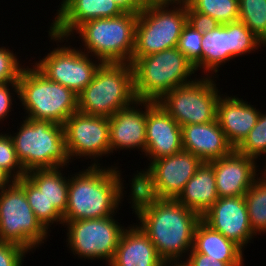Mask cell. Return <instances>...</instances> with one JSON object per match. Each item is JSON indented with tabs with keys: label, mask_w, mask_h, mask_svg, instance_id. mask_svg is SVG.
Returning <instances> with one entry per match:
<instances>
[{
	"label": "cell",
	"mask_w": 266,
	"mask_h": 266,
	"mask_svg": "<svg viewBox=\"0 0 266 266\" xmlns=\"http://www.w3.org/2000/svg\"><path fill=\"white\" fill-rule=\"evenodd\" d=\"M127 196L137 225L154 244L159 257L165 263L183 262L193 248L194 230L201 216L176 199Z\"/></svg>",
	"instance_id": "cell-1"
},
{
	"label": "cell",
	"mask_w": 266,
	"mask_h": 266,
	"mask_svg": "<svg viewBox=\"0 0 266 266\" xmlns=\"http://www.w3.org/2000/svg\"><path fill=\"white\" fill-rule=\"evenodd\" d=\"M117 164L91 166L69 176L67 207L63 223L80 219H99L121 210L127 189ZM121 204V205H120ZM119 209V210H118Z\"/></svg>",
	"instance_id": "cell-2"
},
{
	"label": "cell",
	"mask_w": 266,
	"mask_h": 266,
	"mask_svg": "<svg viewBox=\"0 0 266 266\" xmlns=\"http://www.w3.org/2000/svg\"><path fill=\"white\" fill-rule=\"evenodd\" d=\"M131 65L136 100L158 102L174 88L198 78L193 63L177 47L139 57Z\"/></svg>",
	"instance_id": "cell-3"
},
{
	"label": "cell",
	"mask_w": 266,
	"mask_h": 266,
	"mask_svg": "<svg viewBox=\"0 0 266 266\" xmlns=\"http://www.w3.org/2000/svg\"><path fill=\"white\" fill-rule=\"evenodd\" d=\"M186 24L184 0H147L138 13L132 63L139 57L177 47Z\"/></svg>",
	"instance_id": "cell-4"
},
{
	"label": "cell",
	"mask_w": 266,
	"mask_h": 266,
	"mask_svg": "<svg viewBox=\"0 0 266 266\" xmlns=\"http://www.w3.org/2000/svg\"><path fill=\"white\" fill-rule=\"evenodd\" d=\"M137 20L138 14L127 12L92 19L81 24L69 38L81 40L80 50L102 63L132 64Z\"/></svg>",
	"instance_id": "cell-5"
},
{
	"label": "cell",
	"mask_w": 266,
	"mask_h": 266,
	"mask_svg": "<svg viewBox=\"0 0 266 266\" xmlns=\"http://www.w3.org/2000/svg\"><path fill=\"white\" fill-rule=\"evenodd\" d=\"M30 64L25 66L18 80V100L26 115L23 118L63 125L78 111V95L73 90L49 80Z\"/></svg>",
	"instance_id": "cell-6"
},
{
	"label": "cell",
	"mask_w": 266,
	"mask_h": 266,
	"mask_svg": "<svg viewBox=\"0 0 266 266\" xmlns=\"http://www.w3.org/2000/svg\"><path fill=\"white\" fill-rule=\"evenodd\" d=\"M20 119L17 132L9 134L26 173L70 165L63 125L31 118Z\"/></svg>",
	"instance_id": "cell-7"
},
{
	"label": "cell",
	"mask_w": 266,
	"mask_h": 266,
	"mask_svg": "<svg viewBox=\"0 0 266 266\" xmlns=\"http://www.w3.org/2000/svg\"><path fill=\"white\" fill-rule=\"evenodd\" d=\"M135 101L132 65L103 63L93 80L78 94V111L109 118Z\"/></svg>",
	"instance_id": "cell-8"
},
{
	"label": "cell",
	"mask_w": 266,
	"mask_h": 266,
	"mask_svg": "<svg viewBox=\"0 0 266 266\" xmlns=\"http://www.w3.org/2000/svg\"><path fill=\"white\" fill-rule=\"evenodd\" d=\"M202 163L199 157L185 150L154 160L144 170L133 173L128 181L131 182L128 194L177 199Z\"/></svg>",
	"instance_id": "cell-9"
},
{
	"label": "cell",
	"mask_w": 266,
	"mask_h": 266,
	"mask_svg": "<svg viewBox=\"0 0 266 266\" xmlns=\"http://www.w3.org/2000/svg\"><path fill=\"white\" fill-rule=\"evenodd\" d=\"M47 32L50 42L55 41L57 47L31 64L49 80L73 90L78 95L93 80L103 63L78 47L70 46V38L58 36L51 30Z\"/></svg>",
	"instance_id": "cell-10"
},
{
	"label": "cell",
	"mask_w": 266,
	"mask_h": 266,
	"mask_svg": "<svg viewBox=\"0 0 266 266\" xmlns=\"http://www.w3.org/2000/svg\"><path fill=\"white\" fill-rule=\"evenodd\" d=\"M49 234L16 182L0 191V242L18 244L33 253L47 242Z\"/></svg>",
	"instance_id": "cell-11"
},
{
	"label": "cell",
	"mask_w": 266,
	"mask_h": 266,
	"mask_svg": "<svg viewBox=\"0 0 266 266\" xmlns=\"http://www.w3.org/2000/svg\"><path fill=\"white\" fill-rule=\"evenodd\" d=\"M215 78L198 75L193 82L166 93L158 103L181 127L213 122L222 90L217 87Z\"/></svg>",
	"instance_id": "cell-12"
},
{
	"label": "cell",
	"mask_w": 266,
	"mask_h": 266,
	"mask_svg": "<svg viewBox=\"0 0 266 266\" xmlns=\"http://www.w3.org/2000/svg\"><path fill=\"white\" fill-rule=\"evenodd\" d=\"M116 218V219H115ZM115 215L99 219H80L63 223L69 253L78 259L105 260L108 265L115 254L125 225Z\"/></svg>",
	"instance_id": "cell-13"
},
{
	"label": "cell",
	"mask_w": 266,
	"mask_h": 266,
	"mask_svg": "<svg viewBox=\"0 0 266 266\" xmlns=\"http://www.w3.org/2000/svg\"><path fill=\"white\" fill-rule=\"evenodd\" d=\"M63 128L71 162L84 158L91 159V166H99L103 165L102 156L111 155L108 117L77 111L65 121Z\"/></svg>",
	"instance_id": "cell-14"
},
{
	"label": "cell",
	"mask_w": 266,
	"mask_h": 266,
	"mask_svg": "<svg viewBox=\"0 0 266 266\" xmlns=\"http://www.w3.org/2000/svg\"><path fill=\"white\" fill-rule=\"evenodd\" d=\"M201 219L243 250L257 238L250 227L244 196L218 198Z\"/></svg>",
	"instance_id": "cell-15"
},
{
	"label": "cell",
	"mask_w": 266,
	"mask_h": 266,
	"mask_svg": "<svg viewBox=\"0 0 266 266\" xmlns=\"http://www.w3.org/2000/svg\"><path fill=\"white\" fill-rule=\"evenodd\" d=\"M183 150L181 126L154 101H147L146 150L149 163Z\"/></svg>",
	"instance_id": "cell-16"
},
{
	"label": "cell",
	"mask_w": 266,
	"mask_h": 266,
	"mask_svg": "<svg viewBox=\"0 0 266 266\" xmlns=\"http://www.w3.org/2000/svg\"><path fill=\"white\" fill-rule=\"evenodd\" d=\"M257 162L236 149L222 158L208 162L215 172L218 197L244 196L262 172L257 169Z\"/></svg>",
	"instance_id": "cell-17"
},
{
	"label": "cell",
	"mask_w": 266,
	"mask_h": 266,
	"mask_svg": "<svg viewBox=\"0 0 266 266\" xmlns=\"http://www.w3.org/2000/svg\"><path fill=\"white\" fill-rule=\"evenodd\" d=\"M146 118L147 101L143 100H136L131 106L109 117L111 155L121 150H137L145 154Z\"/></svg>",
	"instance_id": "cell-18"
},
{
	"label": "cell",
	"mask_w": 266,
	"mask_h": 266,
	"mask_svg": "<svg viewBox=\"0 0 266 266\" xmlns=\"http://www.w3.org/2000/svg\"><path fill=\"white\" fill-rule=\"evenodd\" d=\"M56 11L48 28L65 38H69L86 21L124 13L113 0H62Z\"/></svg>",
	"instance_id": "cell-19"
},
{
	"label": "cell",
	"mask_w": 266,
	"mask_h": 266,
	"mask_svg": "<svg viewBox=\"0 0 266 266\" xmlns=\"http://www.w3.org/2000/svg\"><path fill=\"white\" fill-rule=\"evenodd\" d=\"M225 94L218 100L216 119L228 142L236 149L255 126L261 110L246 99Z\"/></svg>",
	"instance_id": "cell-20"
},
{
	"label": "cell",
	"mask_w": 266,
	"mask_h": 266,
	"mask_svg": "<svg viewBox=\"0 0 266 266\" xmlns=\"http://www.w3.org/2000/svg\"><path fill=\"white\" fill-rule=\"evenodd\" d=\"M183 150L191 152L203 162H211L230 154L234 148L228 142L217 119L205 124L181 127Z\"/></svg>",
	"instance_id": "cell-21"
},
{
	"label": "cell",
	"mask_w": 266,
	"mask_h": 266,
	"mask_svg": "<svg viewBox=\"0 0 266 266\" xmlns=\"http://www.w3.org/2000/svg\"><path fill=\"white\" fill-rule=\"evenodd\" d=\"M132 223L121 235L112 261L107 266H163L154 244L142 229Z\"/></svg>",
	"instance_id": "cell-22"
},
{
	"label": "cell",
	"mask_w": 266,
	"mask_h": 266,
	"mask_svg": "<svg viewBox=\"0 0 266 266\" xmlns=\"http://www.w3.org/2000/svg\"><path fill=\"white\" fill-rule=\"evenodd\" d=\"M192 249L230 266H244V250L234 241L213 230L202 219L195 227Z\"/></svg>",
	"instance_id": "cell-23"
},
{
	"label": "cell",
	"mask_w": 266,
	"mask_h": 266,
	"mask_svg": "<svg viewBox=\"0 0 266 266\" xmlns=\"http://www.w3.org/2000/svg\"><path fill=\"white\" fill-rule=\"evenodd\" d=\"M218 198L213 167L203 162L176 200L202 216Z\"/></svg>",
	"instance_id": "cell-24"
},
{
	"label": "cell",
	"mask_w": 266,
	"mask_h": 266,
	"mask_svg": "<svg viewBox=\"0 0 266 266\" xmlns=\"http://www.w3.org/2000/svg\"><path fill=\"white\" fill-rule=\"evenodd\" d=\"M231 60V22L203 34L201 42V73L219 77L222 66ZM224 64V65H223ZM203 69V70H202Z\"/></svg>",
	"instance_id": "cell-25"
},
{
	"label": "cell",
	"mask_w": 266,
	"mask_h": 266,
	"mask_svg": "<svg viewBox=\"0 0 266 266\" xmlns=\"http://www.w3.org/2000/svg\"><path fill=\"white\" fill-rule=\"evenodd\" d=\"M68 167L35 169L25 175L62 216L66 212L69 187V174L66 177L63 171Z\"/></svg>",
	"instance_id": "cell-26"
},
{
	"label": "cell",
	"mask_w": 266,
	"mask_h": 266,
	"mask_svg": "<svg viewBox=\"0 0 266 266\" xmlns=\"http://www.w3.org/2000/svg\"><path fill=\"white\" fill-rule=\"evenodd\" d=\"M15 182L24 190L37 220L48 232L51 233V225L63 226V216L45 199L40 190L26 176L15 180Z\"/></svg>",
	"instance_id": "cell-27"
},
{
	"label": "cell",
	"mask_w": 266,
	"mask_h": 266,
	"mask_svg": "<svg viewBox=\"0 0 266 266\" xmlns=\"http://www.w3.org/2000/svg\"><path fill=\"white\" fill-rule=\"evenodd\" d=\"M250 227L256 235L266 233V175L261 172L245 193Z\"/></svg>",
	"instance_id": "cell-28"
},
{
	"label": "cell",
	"mask_w": 266,
	"mask_h": 266,
	"mask_svg": "<svg viewBox=\"0 0 266 266\" xmlns=\"http://www.w3.org/2000/svg\"><path fill=\"white\" fill-rule=\"evenodd\" d=\"M187 5L197 11L217 20L221 25L238 21V0H184Z\"/></svg>",
	"instance_id": "cell-29"
},
{
	"label": "cell",
	"mask_w": 266,
	"mask_h": 266,
	"mask_svg": "<svg viewBox=\"0 0 266 266\" xmlns=\"http://www.w3.org/2000/svg\"><path fill=\"white\" fill-rule=\"evenodd\" d=\"M239 21L262 41L266 37V0H238Z\"/></svg>",
	"instance_id": "cell-30"
},
{
	"label": "cell",
	"mask_w": 266,
	"mask_h": 266,
	"mask_svg": "<svg viewBox=\"0 0 266 266\" xmlns=\"http://www.w3.org/2000/svg\"><path fill=\"white\" fill-rule=\"evenodd\" d=\"M236 150L240 154L255 160L265 157L264 161H266V111L264 113L260 112L255 126Z\"/></svg>",
	"instance_id": "cell-31"
},
{
	"label": "cell",
	"mask_w": 266,
	"mask_h": 266,
	"mask_svg": "<svg viewBox=\"0 0 266 266\" xmlns=\"http://www.w3.org/2000/svg\"><path fill=\"white\" fill-rule=\"evenodd\" d=\"M261 41L241 21L231 22V61L261 49Z\"/></svg>",
	"instance_id": "cell-32"
},
{
	"label": "cell",
	"mask_w": 266,
	"mask_h": 266,
	"mask_svg": "<svg viewBox=\"0 0 266 266\" xmlns=\"http://www.w3.org/2000/svg\"><path fill=\"white\" fill-rule=\"evenodd\" d=\"M203 34L188 23L184 26L177 48L193 63L196 72L201 71V42Z\"/></svg>",
	"instance_id": "cell-33"
},
{
	"label": "cell",
	"mask_w": 266,
	"mask_h": 266,
	"mask_svg": "<svg viewBox=\"0 0 266 266\" xmlns=\"http://www.w3.org/2000/svg\"><path fill=\"white\" fill-rule=\"evenodd\" d=\"M0 132V167L8 172L15 180L26 175L19 161L14 142L9 132Z\"/></svg>",
	"instance_id": "cell-34"
},
{
	"label": "cell",
	"mask_w": 266,
	"mask_h": 266,
	"mask_svg": "<svg viewBox=\"0 0 266 266\" xmlns=\"http://www.w3.org/2000/svg\"><path fill=\"white\" fill-rule=\"evenodd\" d=\"M25 66L13 50L7 46L0 47V84L18 82Z\"/></svg>",
	"instance_id": "cell-35"
},
{
	"label": "cell",
	"mask_w": 266,
	"mask_h": 266,
	"mask_svg": "<svg viewBox=\"0 0 266 266\" xmlns=\"http://www.w3.org/2000/svg\"><path fill=\"white\" fill-rule=\"evenodd\" d=\"M30 252L14 243L0 242V266H23L25 255Z\"/></svg>",
	"instance_id": "cell-36"
},
{
	"label": "cell",
	"mask_w": 266,
	"mask_h": 266,
	"mask_svg": "<svg viewBox=\"0 0 266 266\" xmlns=\"http://www.w3.org/2000/svg\"><path fill=\"white\" fill-rule=\"evenodd\" d=\"M12 95H16V98L19 99L18 82H8L0 84V123L7 120L10 116L9 113L11 111H14L12 107H14L13 101L15 100V97H13Z\"/></svg>",
	"instance_id": "cell-37"
},
{
	"label": "cell",
	"mask_w": 266,
	"mask_h": 266,
	"mask_svg": "<svg viewBox=\"0 0 266 266\" xmlns=\"http://www.w3.org/2000/svg\"><path fill=\"white\" fill-rule=\"evenodd\" d=\"M186 10H187V23L191 25L196 31H199L202 34L210 32L211 30H214L221 25L217 20L210 17L209 15L193 11L187 5V3H186Z\"/></svg>",
	"instance_id": "cell-38"
},
{
	"label": "cell",
	"mask_w": 266,
	"mask_h": 266,
	"mask_svg": "<svg viewBox=\"0 0 266 266\" xmlns=\"http://www.w3.org/2000/svg\"><path fill=\"white\" fill-rule=\"evenodd\" d=\"M183 262L186 266H230L226 262L210 258V256L205 254L196 253L193 249Z\"/></svg>",
	"instance_id": "cell-39"
},
{
	"label": "cell",
	"mask_w": 266,
	"mask_h": 266,
	"mask_svg": "<svg viewBox=\"0 0 266 266\" xmlns=\"http://www.w3.org/2000/svg\"><path fill=\"white\" fill-rule=\"evenodd\" d=\"M123 12L138 14L147 0H113Z\"/></svg>",
	"instance_id": "cell-40"
},
{
	"label": "cell",
	"mask_w": 266,
	"mask_h": 266,
	"mask_svg": "<svg viewBox=\"0 0 266 266\" xmlns=\"http://www.w3.org/2000/svg\"><path fill=\"white\" fill-rule=\"evenodd\" d=\"M15 182V179L0 167V191L8 188Z\"/></svg>",
	"instance_id": "cell-41"
},
{
	"label": "cell",
	"mask_w": 266,
	"mask_h": 266,
	"mask_svg": "<svg viewBox=\"0 0 266 266\" xmlns=\"http://www.w3.org/2000/svg\"><path fill=\"white\" fill-rule=\"evenodd\" d=\"M167 266H186L184 262H167Z\"/></svg>",
	"instance_id": "cell-42"
},
{
	"label": "cell",
	"mask_w": 266,
	"mask_h": 266,
	"mask_svg": "<svg viewBox=\"0 0 266 266\" xmlns=\"http://www.w3.org/2000/svg\"><path fill=\"white\" fill-rule=\"evenodd\" d=\"M262 48L266 47V37L261 41Z\"/></svg>",
	"instance_id": "cell-43"
},
{
	"label": "cell",
	"mask_w": 266,
	"mask_h": 266,
	"mask_svg": "<svg viewBox=\"0 0 266 266\" xmlns=\"http://www.w3.org/2000/svg\"><path fill=\"white\" fill-rule=\"evenodd\" d=\"M263 168H264L263 169L264 171H262V173L266 175V161H265V165L263 166Z\"/></svg>",
	"instance_id": "cell-44"
}]
</instances>
